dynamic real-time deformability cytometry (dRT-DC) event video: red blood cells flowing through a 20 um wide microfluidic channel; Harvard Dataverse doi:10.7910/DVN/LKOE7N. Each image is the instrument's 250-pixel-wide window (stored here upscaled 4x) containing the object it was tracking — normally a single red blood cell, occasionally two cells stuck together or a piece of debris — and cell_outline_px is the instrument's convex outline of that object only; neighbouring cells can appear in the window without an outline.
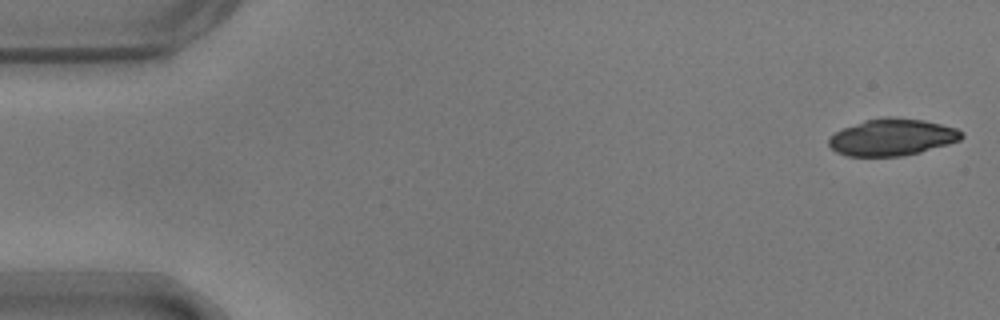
{"species": "common noctule bat (a hibernating species)", "species_latin": "Nyctalus noctula", "temperature_condition": "warm", "stored_images_in_passage": 10, "camera_frame_rate_fps": 3000, "um_per_image_px": 0.085, "animal": {"sex": "male", "body_mass_g": 17.9}, "frame": {"image": 1, "passage_image": 1, "time_ms": 0.0, "image_size_px": [1000, 320], "cell_outline_px": [[964, 136], [960, 140], [948, 144], [920, 152], [900, 156], [848, 156], [836, 152], [828, 144], [828, 140], [836, 132], [844, 128], [864, 120], [884, 116], [892, 116], [924, 120], [956, 128], [964, 132]], "centroid_in_image_um": [75.85, 11.65], "position_along_channel_um": 9.2, "area_um2": 28.5}}